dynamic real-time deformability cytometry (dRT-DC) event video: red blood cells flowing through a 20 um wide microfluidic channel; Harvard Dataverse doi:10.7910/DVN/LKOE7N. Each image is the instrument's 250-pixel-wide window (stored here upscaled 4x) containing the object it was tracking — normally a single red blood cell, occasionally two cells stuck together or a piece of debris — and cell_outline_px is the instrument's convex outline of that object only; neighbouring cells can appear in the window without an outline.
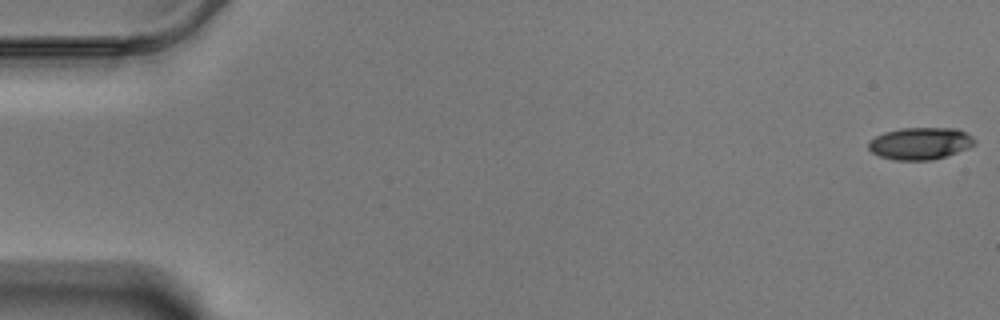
{"species": "Egyptian fruit bat (a non-hibernating species)", "species_latin": "Rousettus aegyptiacus", "temperature_condition": "warm", "stored_images_in_passage": 10, "camera_frame_rate_fps": 3000, "um_per_image_px": 0.085, "animal": {"sex": "male"}, "frame": {"image": 1, "passage_image": 1, "time_ms": 0.0, "image_size_px": [1000, 320], "cell_outline_px": [[976, 144], [968, 148], [948, 156], [932, 160], [896, 160], [880, 156], [872, 152], [868, 148], [868, 140], [884, 132], [900, 128], [956, 128], [972, 136], [976, 140]], "centroid_in_image_um": [78.23, 12.19], "position_along_channel_um": 6.8, "area_um2": 20.0}}
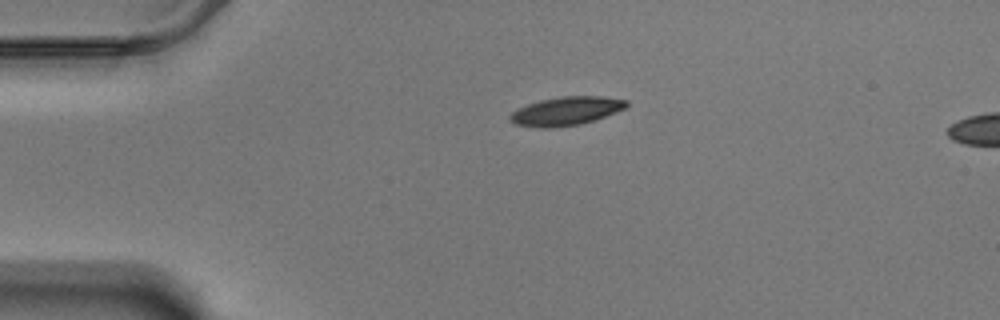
{"frame": {"image": 2, "passage_image": 6, "time_ms": 1.667, "image_size_px": [1000, 320], "cell_outline_px": [[628, 104], [624, 108], [616, 112], [580, 124], [556, 128], [540, 128], [512, 124], [508, 120], [508, 116], [512, 112], [528, 104], [540, 100], [564, 96], [600, 96], [628, 100]], "centroid_in_image_um": [48.07, 9.45], "position_along_channel_um": 36.9, "area_um2": 19.36}}